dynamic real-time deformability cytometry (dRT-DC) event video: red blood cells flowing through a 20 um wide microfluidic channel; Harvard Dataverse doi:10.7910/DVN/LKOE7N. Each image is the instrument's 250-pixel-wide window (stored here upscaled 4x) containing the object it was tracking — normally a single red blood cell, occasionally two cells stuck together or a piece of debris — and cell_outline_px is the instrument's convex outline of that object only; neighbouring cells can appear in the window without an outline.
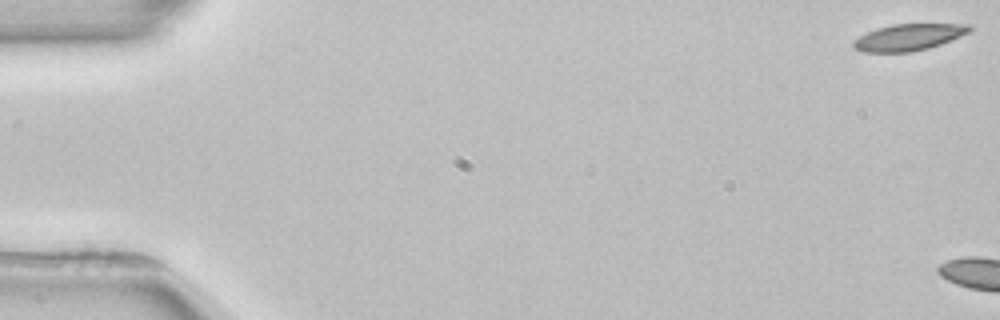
{"species": "common noctule bat (a hibernating species)", "species_latin": "Nyctalus noctula", "temperature_condition": "room temperature", "stored_images_in_passage": 5, "camera_frame_rate_fps": 3000, "um_per_image_px": 0.085, "animal": {"sex": "female", "body_mass_g": 22.7, "forearm_length_mm": 54.2}, "frame": {"image": 1, "passage_image": 1, "time_ms": 0.0, "image_size_px": [1000, 320], "cell_outline_px": [[972, 28], [968, 32], [960, 36], [940, 44], [928, 48], [912, 52], [864, 52], [856, 48], [852, 44], [860, 36], [876, 28], [892, 24], [972, 24]], "centroid_in_image_um": [77.25, 3.16], "position_along_channel_um": 7.7, "area_um2": 17.74}}